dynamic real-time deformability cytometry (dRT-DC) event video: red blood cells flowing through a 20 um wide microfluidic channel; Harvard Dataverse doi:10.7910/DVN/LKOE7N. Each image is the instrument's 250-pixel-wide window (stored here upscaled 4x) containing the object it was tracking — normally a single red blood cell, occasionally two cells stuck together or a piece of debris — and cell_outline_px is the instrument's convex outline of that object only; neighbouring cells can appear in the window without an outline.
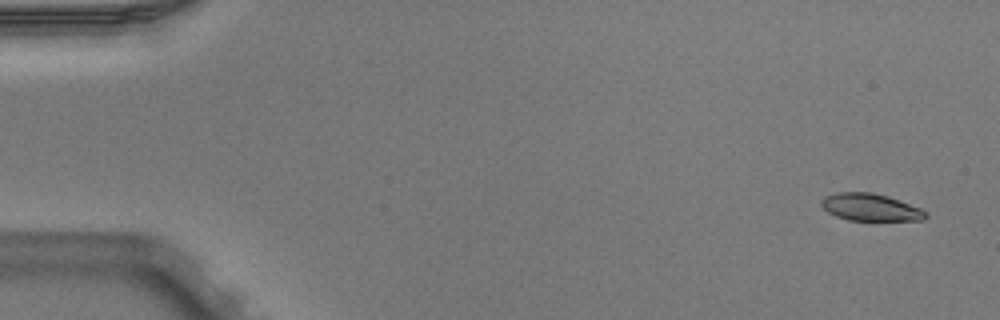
{"species": "Egyptian fruit bat (a non-hibernating species)", "species_latin": "Rousettus aegyptiacus", "temperature_condition": "warm", "stored_images_in_passage": 7, "camera_frame_rate_fps": 3000, "um_per_image_px": 0.085, "animal": {"sex": "male"}, "frame": {"image": 1, "passage_image": 1, "time_ms": 0.0, "image_size_px": [1000, 320], "cell_outline_px": [[928, 216], [924, 220], [848, 220], [836, 216], [828, 212], [820, 204], [820, 200], [824, 196], [836, 192], [872, 192], [888, 196], [920, 208], [928, 212]], "centroid_in_image_um": [73.98, 17.61], "position_along_channel_um": 11.0, "area_um2": 16.65}}
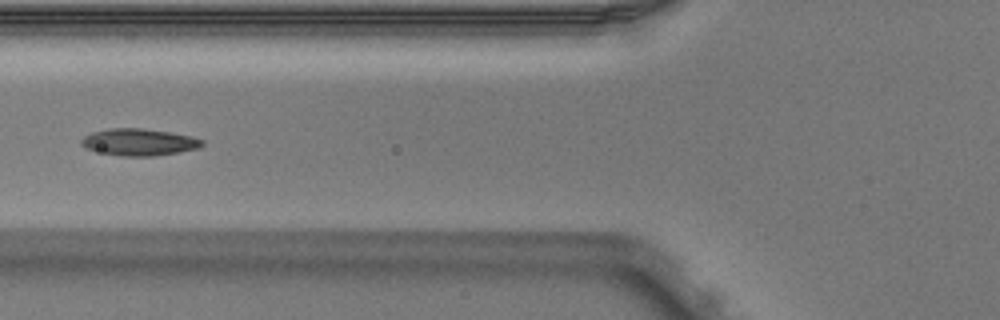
{"frame": {"image": 2, "passage_image": 6, "time_ms": 1.667, "image_size_px": [1000, 320], "cell_outline_px": [[204, 144], [196, 148], [176, 152], [152, 156], [124, 156], [84, 148], [80, 144], [80, 140], [84, 136], [92, 132], [112, 128], [140, 128], [168, 132], [192, 136], [204, 140]], "centroid_in_image_um": [11.79, 12.07], "position_along_channel_um": 114.0, "area_um2": 18.61}}
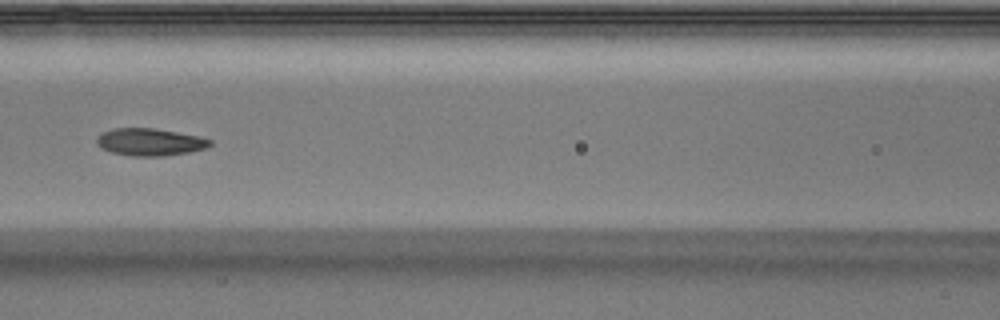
{"frame": {"image": 3, "passage_image": 7, "time_ms": 2.0, "image_size_px": [1000, 320], "cell_outline_px": [[212, 144], [208, 148], [188, 152], [164, 156], [132, 156], [112, 152], [100, 148], [96, 144], [96, 136], [112, 128], [156, 128], [200, 136], [212, 140]], "centroid_in_image_um": [12.75, 12.07], "position_along_channel_um": 153.9, "area_um2": 18.26}}